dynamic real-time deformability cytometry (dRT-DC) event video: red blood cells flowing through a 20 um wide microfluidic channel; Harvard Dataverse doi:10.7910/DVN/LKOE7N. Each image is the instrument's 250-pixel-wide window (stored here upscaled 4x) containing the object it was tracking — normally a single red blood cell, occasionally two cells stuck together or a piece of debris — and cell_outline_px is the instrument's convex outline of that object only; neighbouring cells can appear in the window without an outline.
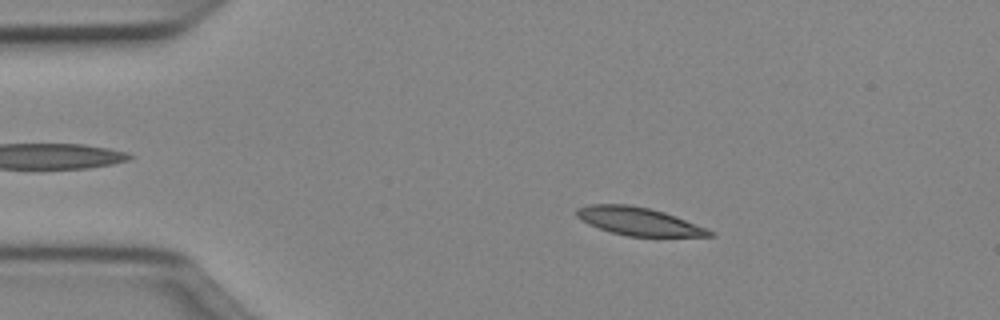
{"species": "Egyptian fruit bat (a non-hibernating species)", "species_latin": "Rousettus aegyptiacus", "temperature_condition": "cold", "stored_images_in_passage": 50, "camera_frame_rate_fps": 3000, "um_per_image_px": 0.085, "animal": {"sex": "female"}, "frame": {"image": 1, "passage_image": 9, "time_ms": 2.667, "image_size_px": [1000, 320], "cell_outline_px": [[716, 236], [628, 236], [612, 232], [588, 224], [576, 216], [576, 208], [588, 204], [628, 204], [648, 208], [664, 212], [676, 216], [716, 232]], "centroid_in_image_um": [54.29, 18.8], "position_along_channel_um": 30.7, "area_um2": 21.56}}
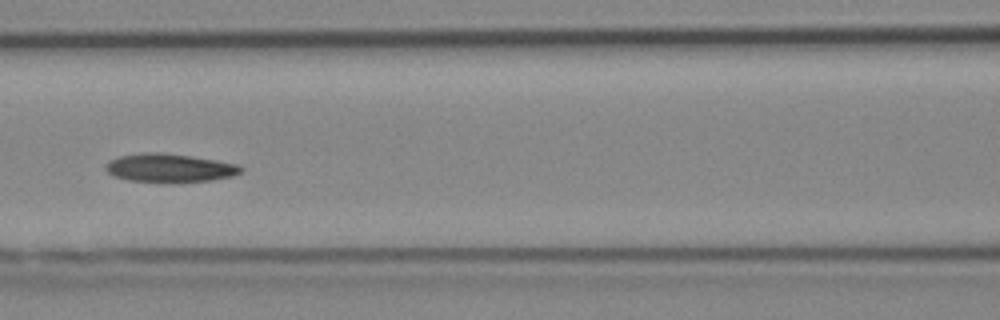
{"frame": {"image": 2, "passage_image": 22, "time_ms": 7.0, "image_size_px": [1000, 320], "cell_outline_px": [[244, 168], [240, 172], [232, 176], [212, 180], [128, 180], [112, 176], [104, 168], [104, 164], [120, 156], [144, 152], [160, 152], [192, 156], [216, 160], [236, 164]], "centroid_in_image_um": [14.38, 14.23], "position_along_channel_um": 152.2, "area_um2": 21.68}}
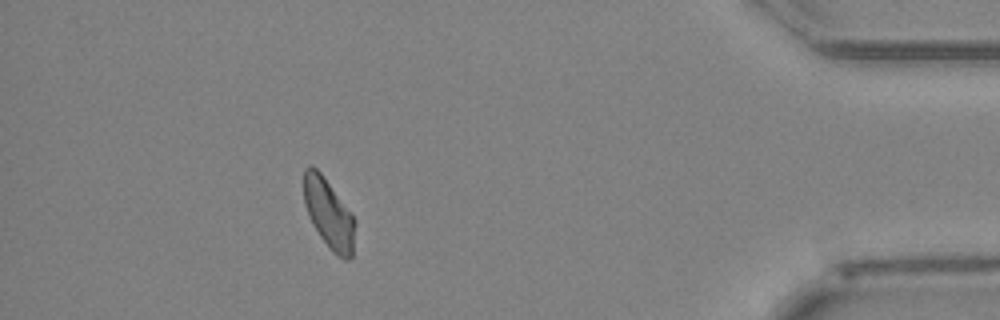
{"frame": {"image": 3, "passage_image": 45, "time_ms": 14.667, "image_size_px": [1000, 320], "cell_outline_px": [[352, 256], [348, 260], [344, 260], [332, 252], [320, 236], [312, 224], [308, 216], [304, 204], [304, 168], [308, 164], [312, 164], [320, 172], [352, 216]], "centroid_in_image_um": [27.86, 18.14], "position_along_channel_um": 407.3, "area_um2": 19.94}, "authors_computed_cell_mechanics": {"area_um2": 21.5594, "velocity_mm_per_s": 3.9869, "shape_relaxation_time_tau1_ms": null, "shape_relaxation_time_tau2_ms": 10.6081, "deformation_change_tau1": null, "deformation_change_tau2": 0.2114}}